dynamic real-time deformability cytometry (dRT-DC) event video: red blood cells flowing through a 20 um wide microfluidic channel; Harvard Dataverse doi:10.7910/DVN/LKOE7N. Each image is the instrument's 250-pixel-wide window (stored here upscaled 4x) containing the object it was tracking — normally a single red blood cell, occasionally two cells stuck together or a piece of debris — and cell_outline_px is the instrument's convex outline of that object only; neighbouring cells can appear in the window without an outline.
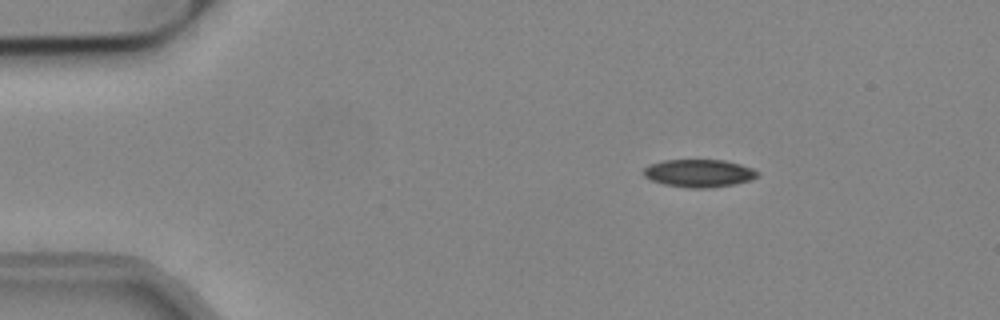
{"species": "common noctule bat (a hibernating species)", "species_latin": "Nyctalus noctula", "temperature_condition": "cold", "stored_images_in_passage": 46, "camera_frame_rate_fps": 3000, "um_per_image_px": 0.085, "animal": {"sex": "male", "body_mass_g": 19.2, "forearm_length_mm": 51.8}, "frame": {"image": 1, "passage_image": 1, "time_ms": 0.0, "image_size_px": [1000, 320], "cell_outline_px": [[760, 176], [752, 180], [732, 184], [708, 188], [688, 188], [664, 184], [652, 180], [644, 176], [644, 168], [648, 164], [664, 160], [724, 160], [740, 164], [752, 168], [760, 172]], "centroid_in_image_um": [59.44, 14.72], "position_along_channel_um": 25.6, "area_um2": 18.5}}
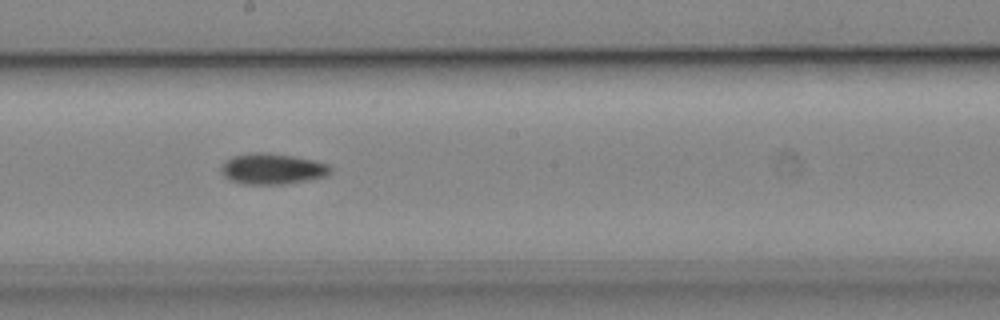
{"frame": {"image": 2, "passage_image": 22, "time_ms": 7.0, "image_size_px": [1000, 320], "cell_outline_px": [[332, 172], [328, 176], [280, 184], [240, 184], [224, 176], [220, 172], [220, 168], [224, 160], [232, 156], [252, 152], [268, 152], [292, 156], [312, 160], [328, 164], [332, 168]], "centroid_in_image_um": [23.11, 14.34], "position_along_channel_um": 225.1, "area_um2": 19.71}}
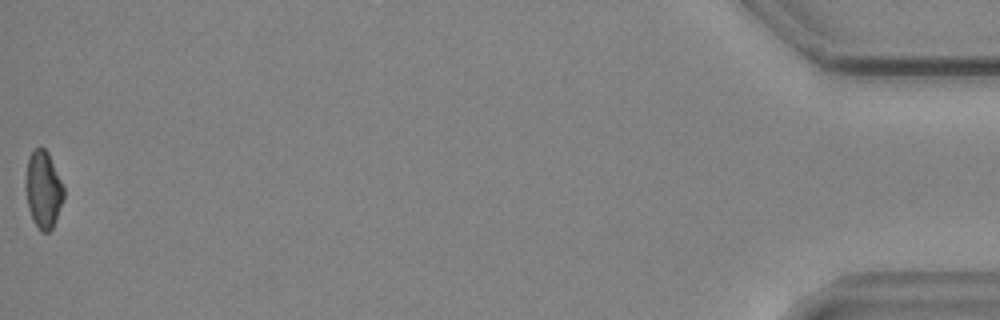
{"frame": {"image": 3, "passage_image": 46, "time_ms": 15.0, "image_size_px": [1000, 320], "cell_outline_px": [[64, 196], [56, 220], [52, 228], [48, 232], [40, 232], [32, 220], [28, 208], [24, 188], [24, 180], [28, 156], [36, 148], [44, 148], [48, 152], [64, 184]], "centroid_in_image_um": [3.66, 16.11], "position_along_channel_um": 431.5, "area_um2": 17.57}}